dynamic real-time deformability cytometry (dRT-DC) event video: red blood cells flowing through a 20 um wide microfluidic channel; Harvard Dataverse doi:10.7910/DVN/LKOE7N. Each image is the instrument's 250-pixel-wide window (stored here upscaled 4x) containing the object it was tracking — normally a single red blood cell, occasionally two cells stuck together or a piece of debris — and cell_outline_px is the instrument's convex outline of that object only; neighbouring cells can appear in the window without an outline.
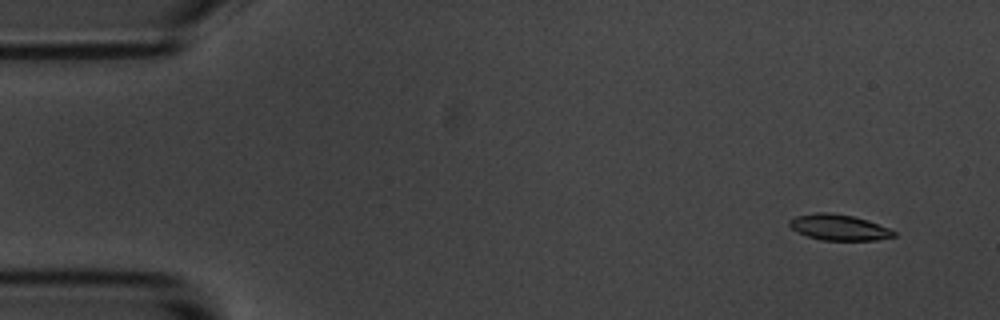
{"species": "common noctule bat (a hibernating species)", "species_latin": "Nyctalus noctula", "temperature_condition": "room temperature", "stored_images_in_passage": 5, "camera_frame_rate_fps": 3000, "um_per_image_px": 0.085, "animal": {"sex": "male", "body_mass_g": 20.1, "forearm_length_mm": 53.5}, "frame": {"image": 1, "passage_image": 5, "time_ms": 5.667, "image_size_px": [1000, 320], "cell_outline_px": [[896, 236], [876, 240], [820, 240], [796, 232], [788, 224], [788, 220], [796, 216], [816, 212], [828, 212], [852, 216], [868, 220], [888, 228], [896, 232]], "centroid_in_image_um": [71.28, 19.32], "position_along_channel_um": 13.7, "area_um2": 15.72}}